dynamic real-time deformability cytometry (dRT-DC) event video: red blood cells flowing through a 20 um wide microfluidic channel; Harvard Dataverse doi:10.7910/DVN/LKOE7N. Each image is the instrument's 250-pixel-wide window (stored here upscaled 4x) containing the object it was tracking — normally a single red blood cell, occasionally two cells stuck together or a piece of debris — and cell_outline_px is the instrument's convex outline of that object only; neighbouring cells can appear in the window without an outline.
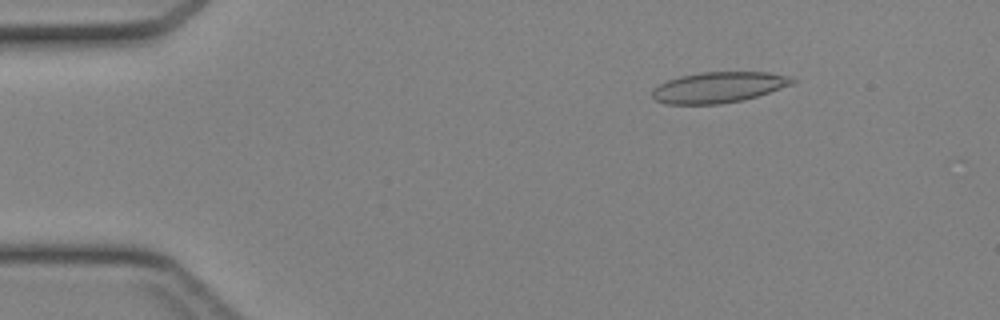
{"species": "Egyptian fruit bat (a non-hibernating species)", "species_latin": "Rousettus aegyptiacus", "temperature_condition": "cold", "stored_images_in_passage": 44, "camera_frame_rate_fps": 3000, "um_per_image_px": 0.085, "animal": {"sex": "female"}, "frame": {"image": 1, "passage_image": 6, "time_ms": 1.667, "image_size_px": [1000, 320], "cell_outline_px": [[796, 80], [792, 84], [744, 100], [720, 104], [668, 104], [656, 100], [652, 96], [652, 92], [660, 84], [668, 80], [680, 76], [700, 72], [768, 72], [788, 76]], "centroid_in_image_um": [61.08, 7.42], "position_along_channel_um": 23.9, "area_um2": 24.85}}
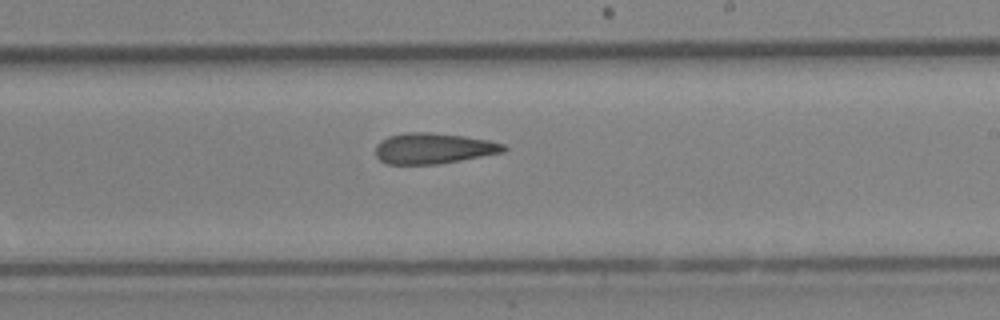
{"frame": {"image": 2, "passage_image": 26, "time_ms": 8.333, "image_size_px": [1000, 320], "cell_outline_px": [[508, 148], [504, 152], [460, 160], [436, 164], [388, 164], [380, 160], [376, 156], [376, 144], [380, 140], [388, 136], [404, 132], [432, 132], [464, 136], [492, 140], [504, 144]], "centroid_in_image_um": [36.84, 12.6], "position_along_channel_um": 252.2, "area_um2": 23.12}}
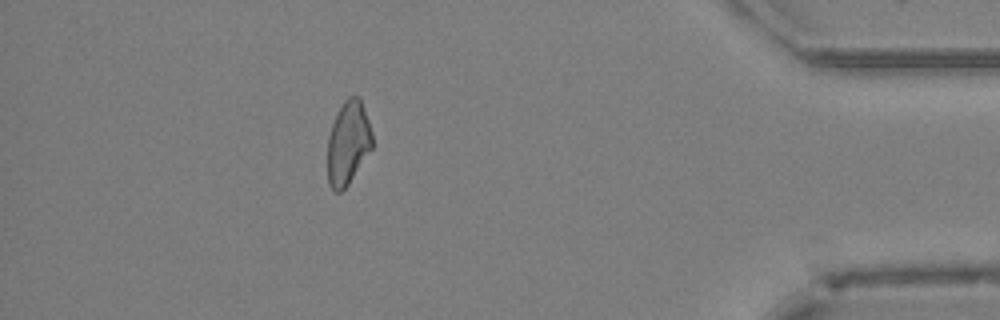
{"frame": {"image": 3, "passage_image": 39, "time_ms": 12.667, "image_size_px": [1000, 320], "cell_outline_px": [[372, 148], [348, 184], [340, 192], [336, 192], [328, 184], [328, 136], [332, 124], [344, 100], [348, 96], [360, 96], [372, 132]], "centroid_in_image_um": [29.59, 12.13], "position_along_channel_um": 405.6, "area_um2": 21.56}}